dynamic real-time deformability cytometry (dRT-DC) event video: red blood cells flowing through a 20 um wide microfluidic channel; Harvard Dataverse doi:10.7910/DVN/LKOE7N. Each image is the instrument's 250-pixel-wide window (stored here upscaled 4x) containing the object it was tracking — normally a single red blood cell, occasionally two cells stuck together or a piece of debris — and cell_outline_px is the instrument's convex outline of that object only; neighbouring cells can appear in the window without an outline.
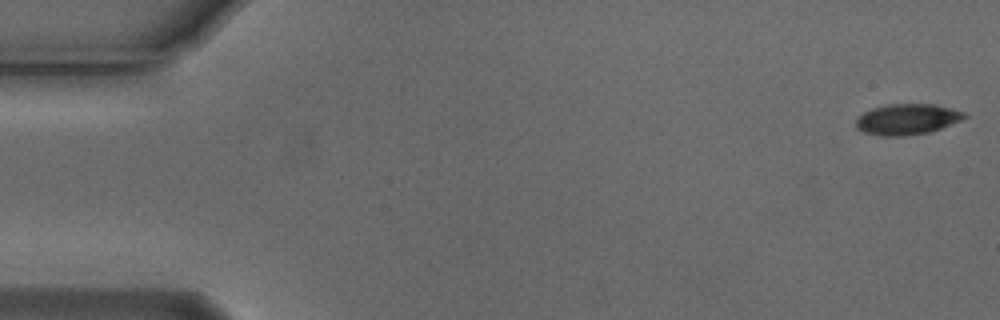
{"species": "Egyptian fruit bat (a non-hibernating species)", "species_latin": "Rousettus aegyptiacus", "temperature_condition": "cold", "stored_images_in_passage": 4, "camera_frame_rate_fps": 3000, "um_per_image_px": 0.085, "animal": {"sex": "male"}, "frame": {"image": 1, "passage_image": 1, "time_ms": 0.0, "image_size_px": [1000, 320], "cell_outline_px": [[968, 116], [960, 120], [940, 128], [928, 132], [904, 136], [880, 136], [864, 132], [856, 128], [856, 116], [872, 108], [888, 104], [932, 104], [964, 112]], "centroid_in_image_um": [77.04, 10.14], "position_along_channel_um": 8.0, "area_um2": 19.31}}
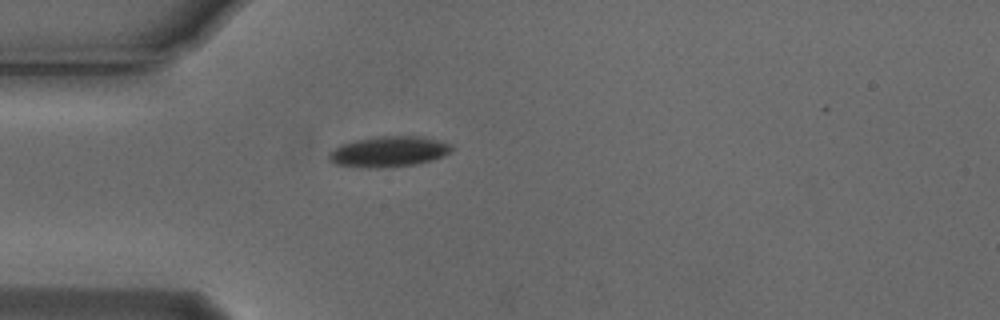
{"frame": {"image": 2, "passage_image": 4, "time_ms": 1.0, "image_size_px": [1000, 320], "cell_outline_px": [[452, 148], [448, 152], [432, 160], [416, 164], [380, 168], [368, 168], [336, 164], [328, 160], [328, 152], [340, 144], [356, 140], [376, 136], [424, 136], [452, 144]], "centroid_in_image_um": [33.0, 12.88], "position_along_channel_um": 52.0, "area_um2": 21.91}}